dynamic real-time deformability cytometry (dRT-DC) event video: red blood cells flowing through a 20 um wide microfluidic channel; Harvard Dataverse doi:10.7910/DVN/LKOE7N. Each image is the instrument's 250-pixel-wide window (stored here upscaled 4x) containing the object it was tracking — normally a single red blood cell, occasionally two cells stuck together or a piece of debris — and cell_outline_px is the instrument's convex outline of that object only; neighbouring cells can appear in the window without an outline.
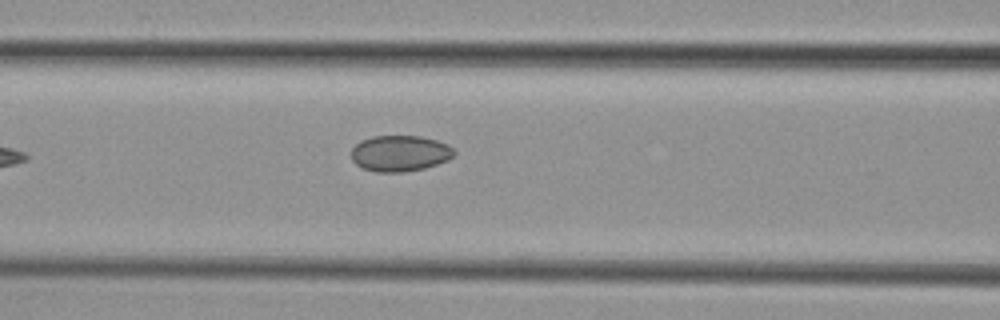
{"species": "common noctule bat (a hibernating species)", "species_latin": "Nyctalus noctula", "temperature_condition": "cold", "stored_images_in_passage": 3, "camera_frame_rate_fps": 3000, "um_per_image_px": 0.085, "animal": {"sex": "female", "body_mass_g": 29.2, "forearm_length_mm": 56.3}, "frame": {"image": 1, "passage_image": 3, "time_ms": 2.333, "image_size_px": [1000, 320], "cell_outline_px": [[456, 152], [448, 160], [424, 168], [404, 172], [376, 172], [364, 168], [356, 164], [352, 160], [352, 148], [360, 140], [372, 136], [420, 136], [436, 140], [448, 144]], "centroid_in_image_um": [33.99, 13.03], "position_along_channel_um": 132.6, "area_um2": 21.56}}